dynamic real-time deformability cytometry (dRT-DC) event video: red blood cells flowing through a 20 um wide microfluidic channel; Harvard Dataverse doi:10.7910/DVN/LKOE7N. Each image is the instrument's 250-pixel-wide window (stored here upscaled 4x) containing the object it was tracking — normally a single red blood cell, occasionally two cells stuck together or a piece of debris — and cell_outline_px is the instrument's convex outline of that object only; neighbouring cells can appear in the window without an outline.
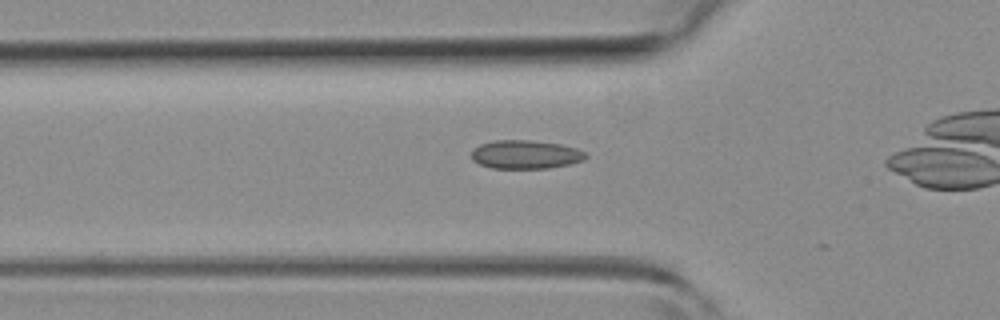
{"species": "common noctule bat (a hibernating species)", "species_latin": "Nyctalus noctula", "temperature_condition": "room temperature", "stored_images_in_passage": 17, "camera_frame_rate_fps": 3000, "um_per_image_px": 0.085, "animal": {"sex": "female", "body_mass_g": 19.3, "forearm_length_mm": 54.1}, "frame": {"image": 1, "passage_image": 12, "time_ms": 3.667, "image_size_px": [1000, 320], "cell_outline_px": [[588, 156], [584, 160], [568, 164], [548, 168], [492, 168], [480, 164], [472, 160], [472, 152], [480, 144], [496, 140], [532, 140], [560, 144], [576, 148], [584, 152]], "centroid_in_image_um": [44.68, 13.13], "position_along_channel_um": 81.1, "area_um2": 18.9}}
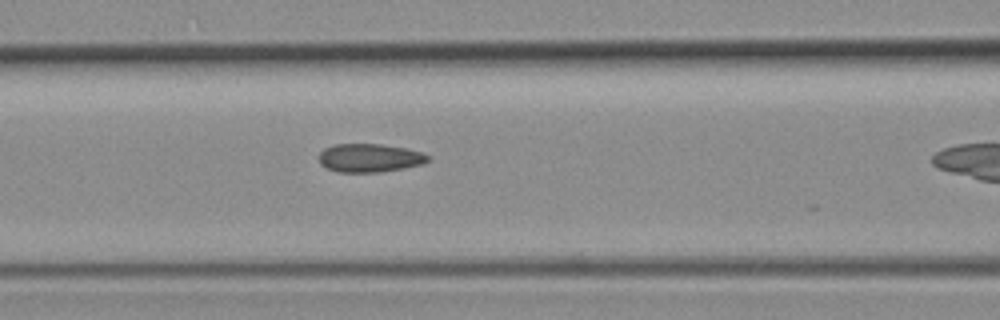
{"frame": {"image": 2, "passage_image": 16, "time_ms": 5.0, "image_size_px": [1000, 320], "cell_outline_px": [[432, 160], [424, 164], [404, 168], [380, 172], [336, 172], [320, 164], [316, 156], [324, 148], [336, 144], [380, 144], [408, 148], [424, 152], [432, 156]], "centroid_in_image_um": [31.47, 13.42], "position_along_channel_um": 135.1, "area_um2": 18.55}}